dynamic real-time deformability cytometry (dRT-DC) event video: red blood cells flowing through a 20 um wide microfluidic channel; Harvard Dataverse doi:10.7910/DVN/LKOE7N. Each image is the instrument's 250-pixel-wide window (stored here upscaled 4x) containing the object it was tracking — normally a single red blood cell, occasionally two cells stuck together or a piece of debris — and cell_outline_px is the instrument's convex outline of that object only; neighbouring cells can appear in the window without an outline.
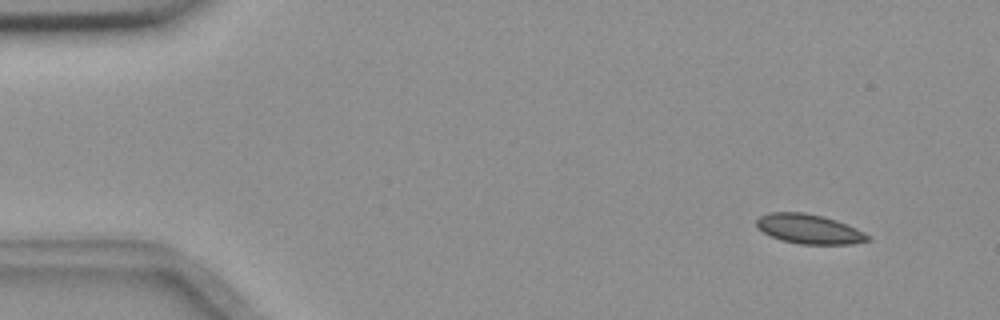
{"species": "common noctule bat (a hibernating species)", "species_latin": "Nyctalus noctula", "temperature_condition": "room temperature", "stored_images_in_passage": 5, "camera_frame_rate_fps": 3000, "um_per_image_px": 0.085, "animal": {"sex": "female", "body_mass_g": 18.4}, "frame": {"image": 1, "passage_image": 1, "time_ms": 0.0, "image_size_px": [1000, 320], "cell_outline_px": [[872, 240], [852, 244], [800, 244], [780, 240], [756, 228], [756, 220], [760, 216], [768, 212], [804, 212], [824, 216], [848, 224], [872, 236]], "centroid_in_image_um": [68.8, 19.46], "position_along_channel_um": 16.2, "area_um2": 19.42}}
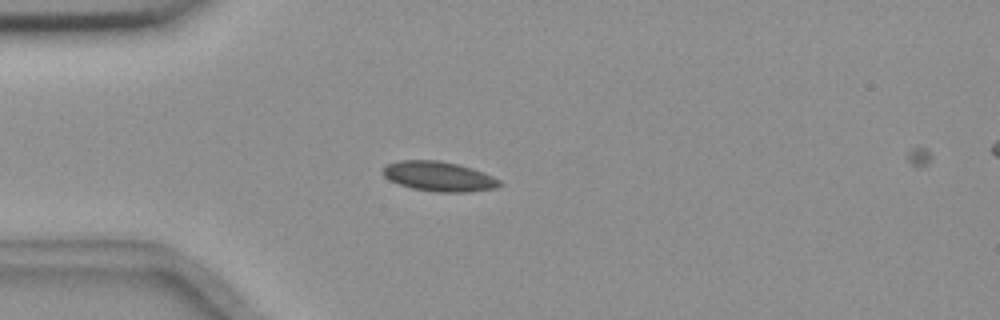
{"frame": {"image": 2, "passage_image": 4, "time_ms": 1.0, "image_size_px": [1000, 320], "cell_outline_px": [[504, 184], [496, 188], [468, 192], [436, 192], [412, 188], [400, 184], [384, 176], [384, 168], [388, 164], [400, 160], [440, 160], [460, 164], [472, 168], [492, 176], [500, 180]], "centroid_in_image_um": [37.36, 14.99], "position_along_channel_um": 47.6, "area_um2": 20.17}}